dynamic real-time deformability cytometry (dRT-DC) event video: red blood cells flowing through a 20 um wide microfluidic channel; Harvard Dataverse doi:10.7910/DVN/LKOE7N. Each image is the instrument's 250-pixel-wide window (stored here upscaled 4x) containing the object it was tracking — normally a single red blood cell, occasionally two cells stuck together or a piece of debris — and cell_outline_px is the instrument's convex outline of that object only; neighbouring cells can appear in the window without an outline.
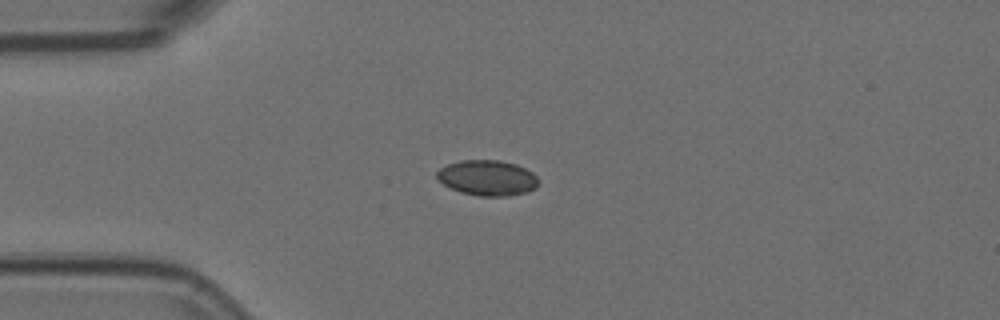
{"species": "Egyptian fruit bat (a non-hibernating species)", "species_latin": "Rousettus aegyptiacus", "temperature_condition": "room temperature", "stored_images_in_passage": 3, "camera_frame_rate_fps": 3000, "um_per_image_px": 0.085, "animal": {"sex": "female"}, "frame": {"image": 1, "passage_image": 1, "time_ms": 0.0, "image_size_px": [1000, 320], "cell_outline_px": [[540, 180], [536, 188], [528, 192], [508, 196], [480, 196], [460, 192], [444, 184], [436, 176], [436, 172], [440, 168], [448, 164], [460, 160], [500, 160], [516, 164], [532, 172]], "centroid_in_image_um": [41.46, 15.12], "position_along_channel_um": 43.5, "area_um2": 21.04}}
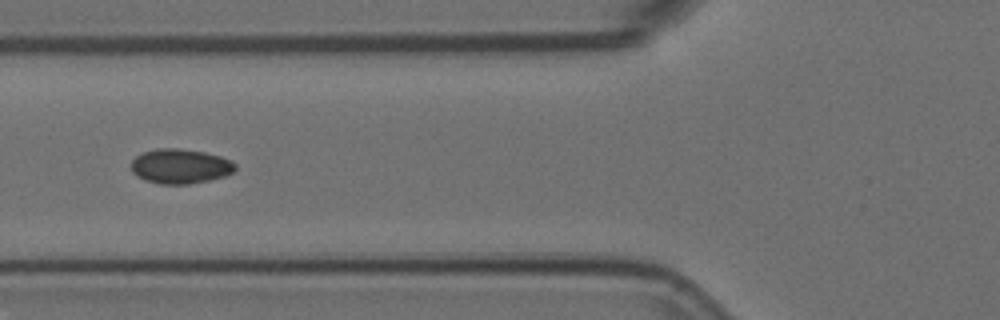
{"frame": {"image": 2, "passage_image": 3, "time_ms": 0.667, "image_size_px": [1000, 320], "cell_outline_px": [[236, 168], [232, 172], [224, 176], [208, 180], [188, 184], [160, 184], [144, 180], [136, 176], [132, 172], [132, 160], [136, 156], [144, 152], [156, 148], [180, 148], [204, 152], [220, 156], [232, 160], [236, 164]], "centroid_in_image_um": [15.31, 14.13], "position_along_channel_um": 110.5, "area_um2": 21.1}}